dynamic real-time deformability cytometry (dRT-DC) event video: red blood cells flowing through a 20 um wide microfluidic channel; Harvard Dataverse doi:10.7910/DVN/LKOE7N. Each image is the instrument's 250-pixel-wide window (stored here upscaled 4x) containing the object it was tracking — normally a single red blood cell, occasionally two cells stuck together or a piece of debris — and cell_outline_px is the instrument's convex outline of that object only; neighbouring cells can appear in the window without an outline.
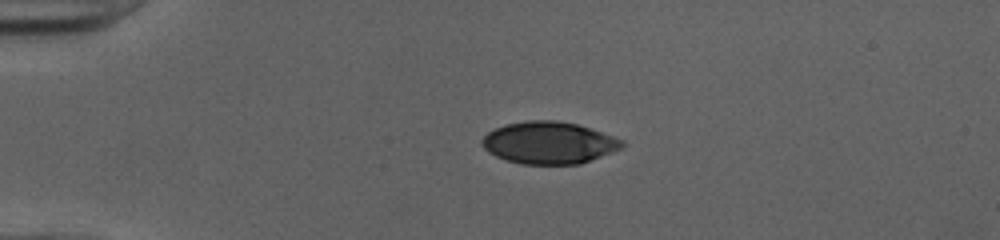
{"species": "human", "species_latin": "Homo sapiens", "temperature_condition": "cold", "stored_images_in_passage": 40, "camera_frame_rate_fps": 3000, "um_per_image_px": 0.085, "donor": {"sex": "female"}, "frame": {"image": 1, "passage_image": 1, "time_ms": 0.0, "image_size_px": [1000, 240], "cell_outline_px": [[628, 144], [624, 148], [580, 164], [520, 164], [496, 156], [488, 152], [480, 144], [480, 140], [488, 132], [504, 124], [524, 120], [556, 120], [576, 124], [624, 140]], "centroid_in_image_um": [46.66, 12.13], "position_along_channel_um": 38.3, "area_um2": 34.56}}
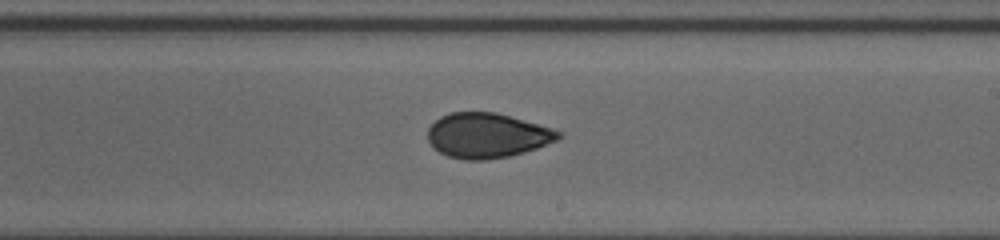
{"frame": {"image": 2, "passage_image": 20, "time_ms": 6.333, "image_size_px": [1000, 240], "cell_outline_px": [[564, 136], [556, 140], [536, 148], [524, 152], [508, 156], [484, 160], [464, 160], [448, 156], [440, 152], [428, 140], [428, 128], [440, 116], [448, 112], [496, 112], [552, 128], [564, 132]], "centroid_in_image_um": [41.42, 11.5], "position_along_channel_um": 247.6, "area_um2": 34.1}}
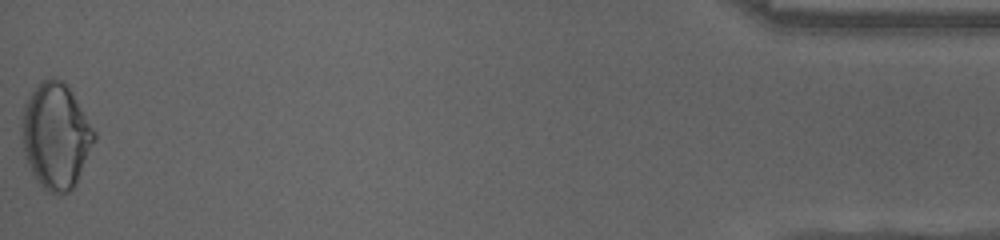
{"frame": {"image": 3, "passage_image": 40, "time_ms": 13.0, "image_size_px": [1000, 240], "cell_outline_px": [[96, 140], [76, 184], [68, 192], [56, 196], [48, 192], [36, 180], [24, 156], [20, 128], [24, 104], [40, 80], [52, 76], [64, 80], [68, 84], [96, 132]], "centroid_in_image_um": [4.75, 11.53], "position_along_channel_um": 430.5, "area_um2": 45.37}, "authors_computed_cell_mechanics": {"area_um2": 35.6915, "velocity_mm_per_s": 4.0412, "shape_relaxation_time_tau1_ms": 6.5749, "shape_relaxation_time_tau2_ms": 1.8903, "deformation_change_tau1": 0.1696, "deformation_change_tau2": 0.0534}}